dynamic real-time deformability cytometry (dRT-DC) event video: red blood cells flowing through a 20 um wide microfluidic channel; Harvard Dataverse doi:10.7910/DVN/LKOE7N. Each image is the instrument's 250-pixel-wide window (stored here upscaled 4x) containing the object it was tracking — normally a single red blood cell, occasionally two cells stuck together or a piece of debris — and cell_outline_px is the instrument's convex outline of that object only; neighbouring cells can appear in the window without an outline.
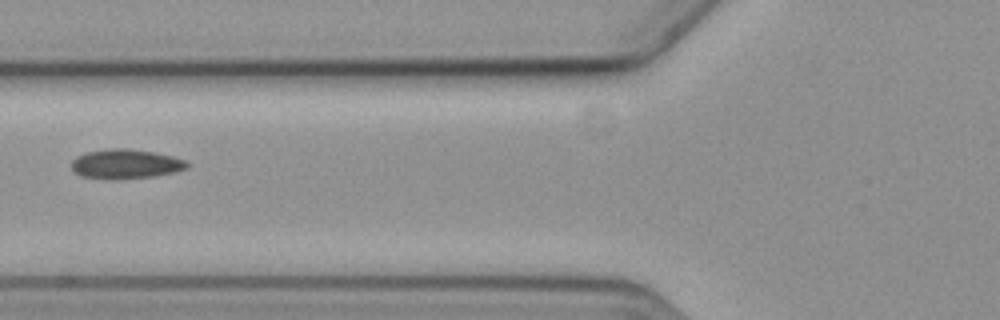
{"species": "common noctule bat (a hibernating species)", "species_latin": "Nyctalus noctula", "temperature_condition": "cold", "stored_images_in_passage": 7, "camera_frame_rate_fps": 3000, "um_per_image_px": 0.085, "animal": {"sex": "female", "body_mass_g": 19.3, "forearm_length_mm": 54.1}, "frame": {"image": 1, "passage_image": 7, "time_ms": 7.0, "image_size_px": [1000, 320], "cell_outline_px": [[192, 164], [188, 168], [176, 172], [156, 176], [116, 180], [108, 180], [80, 176], [72, 168], [72, 160], [76, 156], [88, 152], [108, 148], [124, 148], [152, 152], [172, 156], [184, 160]], "centroid_in_image_um": [10.7, 13.96], "position_along_channel_um": 115.1, "area_um2": 20.11}}